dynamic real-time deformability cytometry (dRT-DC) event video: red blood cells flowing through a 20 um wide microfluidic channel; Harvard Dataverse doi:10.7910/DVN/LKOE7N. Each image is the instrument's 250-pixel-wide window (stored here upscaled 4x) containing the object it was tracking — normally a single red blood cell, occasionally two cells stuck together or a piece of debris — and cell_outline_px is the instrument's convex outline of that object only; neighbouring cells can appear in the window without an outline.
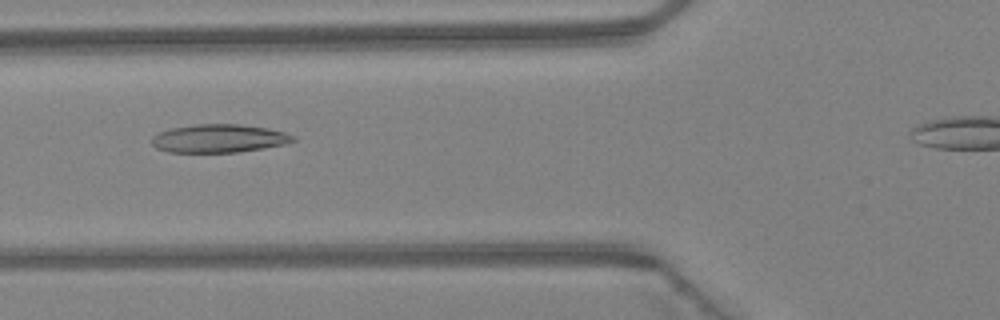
{"species": "Egyptian fruit bat (a non-hibernating species)", "species_latin": "Rousettus aegyptiacus", "temperature_condition": "warm", "stored_images_in_passage": 2, "camera_frame_rate_fps": 3000, "um_per_image_px": 0.085, "animal": {"sex": "female"}, "frame": {"image": 1, "passage_image": 2, "time_ms": 0.333, "image_size_px": [1000, 320], "cell_outline_px": [[296, 140], [284, 144], [264, 148], [240, 152], [168, 152], [156, 148], [152, 144], [152, 136], [160, 132], [172, 128], [196, 124], [240, 124], [268, 128], [284, 132], [296, 136]], "centroid_in_image_um": [18.63, 11.77], "position_along_channel_um": 107.2, "area_um2": 23.29}}